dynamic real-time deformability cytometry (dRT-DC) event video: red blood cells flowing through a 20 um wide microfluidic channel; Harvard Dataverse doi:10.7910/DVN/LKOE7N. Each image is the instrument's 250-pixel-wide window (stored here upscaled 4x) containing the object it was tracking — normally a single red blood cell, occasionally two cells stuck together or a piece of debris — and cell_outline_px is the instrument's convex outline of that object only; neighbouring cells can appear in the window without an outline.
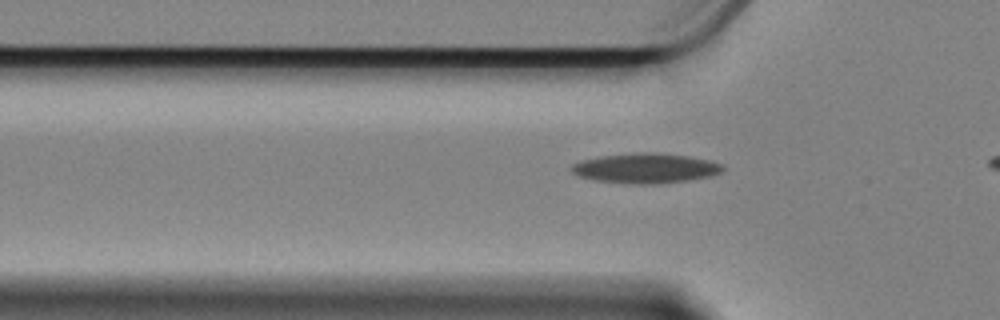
{"species": "Egyptian fruit bat (a non-hibernating species)", "species_latin": "Rousettus aegyptiacus", "temperature_condition": "cold", "stored_images_in_passage": 42, "camera_frame_rate_fps": 3000, "um_per_image_px": 0.085, "animal": {"sex": "female"}, "frame": {"image": 1, "passage_image": 12, "time_ms": 3.667, "image_size_px": [1000, 320], "cell_outline_px": [[724, 168], [720, 172], [708, 176], [684, 180], [652, 184], [632, 184], [596, 180], [580, 176], [572, 172], [572, 164], [580, 160], [600, 156], [632, 152], [656, 152], [688, 156], [708, 160], [720, 164]], "centroid_in_image_um": [54.82, 14.28], "position_along_channel_um": 71.0, "area_um2": 26.07}}
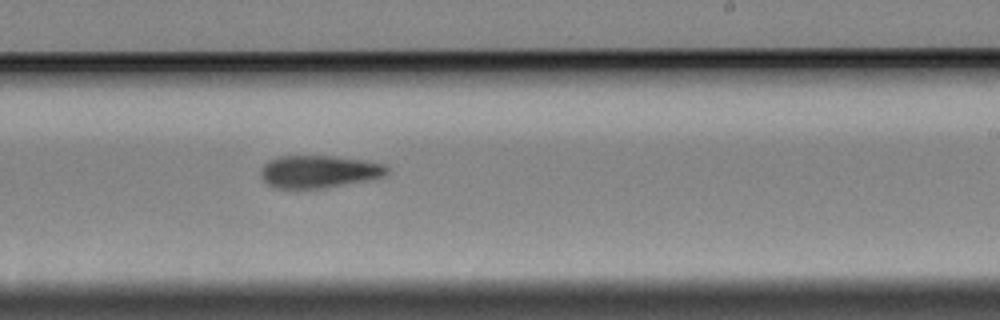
{"frame": {"image": 2, "passage_image": 29, "time_ms": 9.333, "image_size_px": [1000, 320], "cell_outline_px": [[388, 172], [384, 176], [364, 180], [320, 188], [276, 188], [268, 184], [260, 176], [260, 172], [264, 164], [268, 160], [280, 156], [332, 156], [364, 160], [384, 164], [388, 168]], "centroid_in_image_um": [27.07, 14.57], "position_along_channel_um": 261.9, "area_um2": 23.58}}
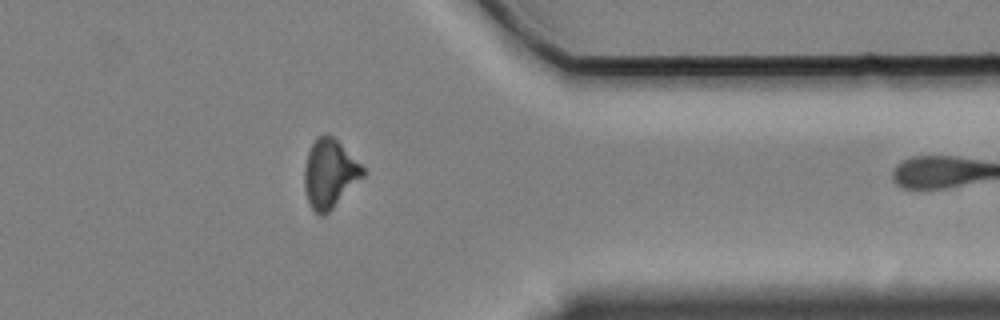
{"frame": {"image": 3, "passage_image": 41, "time_ms": 13.333, "image_size_px": [1000, 320], "cell_outline_px": [[368, 172], [324, 216], [320, 216], [312, 208], [308, 200], [304, 188], [304, 168], [308, 152], [316, 136], [328, 132]], "centroid_in_image_um": [28.0, 14.74], "position_along_channel_um": 383.4, "area_um2": 23.18}}